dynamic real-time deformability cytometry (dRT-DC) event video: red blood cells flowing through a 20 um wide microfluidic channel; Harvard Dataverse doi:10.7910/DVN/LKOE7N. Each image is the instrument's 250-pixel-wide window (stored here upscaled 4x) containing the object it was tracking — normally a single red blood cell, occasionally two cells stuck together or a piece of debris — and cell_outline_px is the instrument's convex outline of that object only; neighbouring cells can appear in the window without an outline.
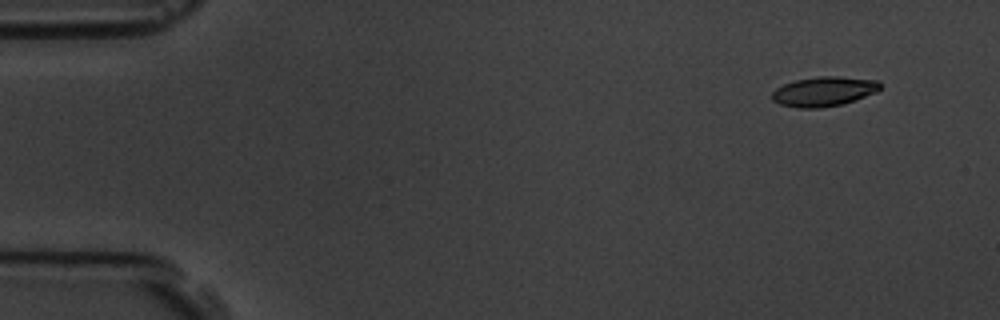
{"species": "common noctule bat (a hibernating species)", "species_latin": "Nyctalus noctula", "temperature_condition": "room temperature", "stored_images_in_passage": 6, "segment_of_instrument_passage": [2, 2], "camera_frame_rate_fps": 3000, "um_per_image_px": 0.085, "animal": {"sex": "male", "body_mass_g": 19.5, "forearm_length_mm": 54.6}, "frame": {"image": 1, "passage_image": 6, "time_ms": 6.667, "image_size_px": [1000, 320], "cell_outline_px": [[884, 84], [876, 92], [856, 100], [844, 104], [820, 108], [800, 108], [780, 104], [772, 100], [772, 92], [776, 88], [784, 84], [796, 80], [816, 76], [840, 76], [880, 80]], "centroid_in_image_um": [70.08, 7.76], "position_along_channel_um": 14.9, "area_um2": 18.96}}